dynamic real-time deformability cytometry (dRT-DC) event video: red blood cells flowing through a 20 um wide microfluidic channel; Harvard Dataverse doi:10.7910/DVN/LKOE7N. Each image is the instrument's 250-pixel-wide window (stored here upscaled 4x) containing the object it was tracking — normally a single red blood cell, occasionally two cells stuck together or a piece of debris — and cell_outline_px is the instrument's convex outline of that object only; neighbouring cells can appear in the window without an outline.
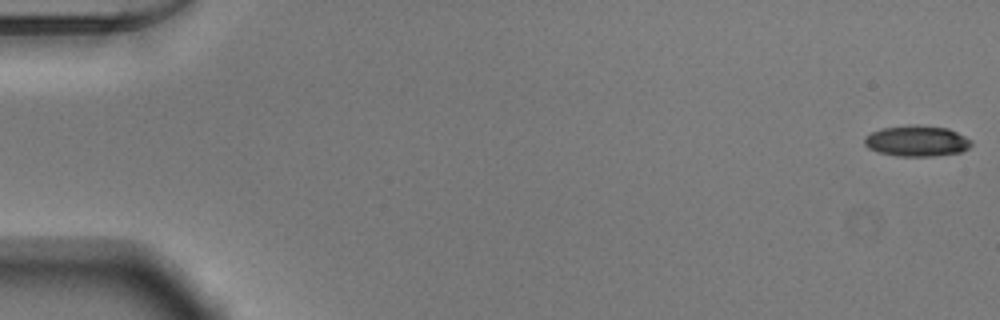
{"species": "Egyptian fruit bat (a non-hibernating species)", "species_latin": "Rousettus aegyptiacus", "temperature_condition": "warm", "stored_images_in_passage": 53, "camera_frame_rate_fps": 3000, "um_per_image_px": 0.085, "animal": {"sex": "male"}, "frame": {"image": 1, "passage_image": 1, "time_ms": 0.0, "image_size_px": [1000, 320], "cell_outline_px": [[972, 144], [968, 148], [960, 152], [932, 156], [896, 156], [876, 152], [868, 148], [864, 144], [864, 136], [872, 132], [884, 128], [908, 124], [916, 124], [948, 128], [972, 140]], "centroid_in_image_um": [77.9, 11.98], "position_along_channel_um": 7.1, "area_um2": 19.36}}
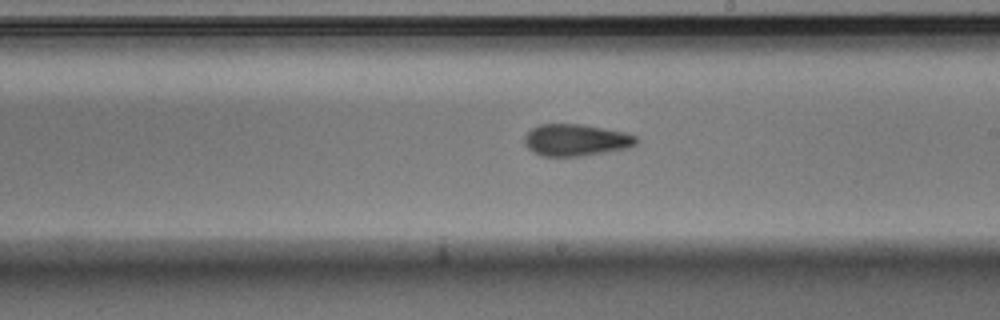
{"frame": {"image": 2, "passage_image": 31, "time_ms": 10.0, "image_size_px": [1000, 320], "cell_outline_px": [[640, 140], [636, 144], [628, 148], [580, 156], [540, 156], [532, 152], [524, 144], [524, 136], [532, 128], [540, 124], [580, 124], [604, 128], [624, 132], [636, 136]], "centroid_in_image_um": [48.94, 11.9], "position_along_channel_um": 240.1, "area_um2": 20.81}}
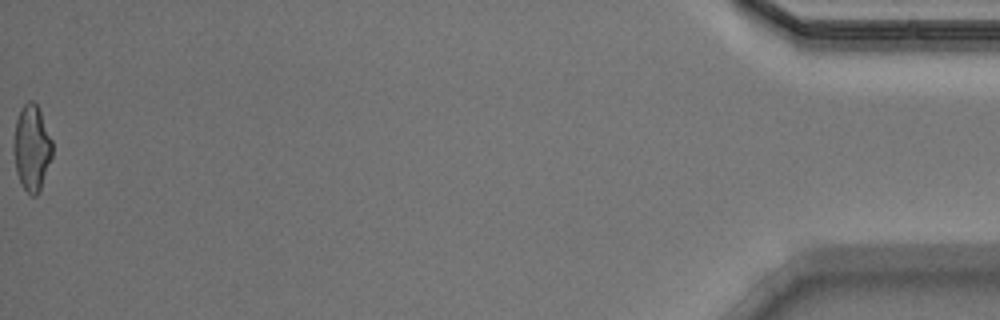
{"frame": {"image": 3, "passage_image": 53, "time_ms": 17.333, "image_size_px": [1000, 320], "cell_outline_px": [[52, 156], [40, 188], [36, 196], [32, 196], [20, 184], [16, 172], [12, 148], [12, 144], [16, 120], [20, 108], [28, 100], [32, 100], [36, 104], [40, 112], [52, 140]], "centroid_in_image_um": [2.66, 12.56], "position_along_channel_um": 432.5, "area_um2": 19.36}, "authors_computed_cell_mechanics": {"area_um2": 20.0566, "velocity_mm_per_s": 3.9224, "shape_relaxation_time_tau1_ms": null, "shape_relaxation_time_tau2_ms": 3.3858, "deformation_change_tau1": null, "deformation_change_tau2": 0.099}}